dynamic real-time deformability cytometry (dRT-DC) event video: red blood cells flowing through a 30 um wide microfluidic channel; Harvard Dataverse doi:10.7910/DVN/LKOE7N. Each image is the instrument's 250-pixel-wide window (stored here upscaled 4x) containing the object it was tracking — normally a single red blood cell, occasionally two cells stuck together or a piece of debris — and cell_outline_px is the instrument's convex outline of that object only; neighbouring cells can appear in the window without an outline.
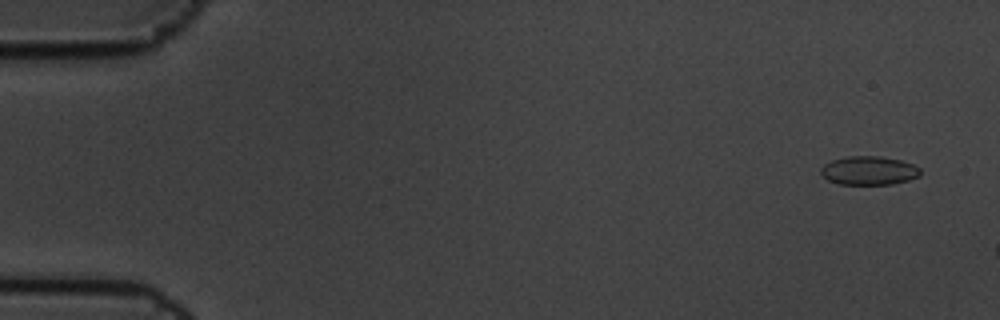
{"species": "common noctule bat (a hibernating species)", "species_latin": "Nyctalus noctula", "temperature_condition": "cold", "stored_images_in_passage": 3, "camera_frame_rate_fps": 3000, "um_per_image_px": 0.085, "animal": {"sex": "male", "body_mass_g": 19.5, "forearm_length_mm": 54.6}, "frame": {"image": 1, "passage_image": 1, "time_ms": 0.0, "image_size_px": [1000, 320], "cell_outline_px": [[920, 176], [908, 180], [892, 184], [840, 184], [828, 180], [820, 172], [820, 168], [824, 164], [832, 160], [848, 156], [880, 156], [900, 160], [912, 164], [920, 168]], "centroid_in_image_um": [73.85, 14.49], "position_along_channel_um": 11.1, "area_um2": 16.59}}